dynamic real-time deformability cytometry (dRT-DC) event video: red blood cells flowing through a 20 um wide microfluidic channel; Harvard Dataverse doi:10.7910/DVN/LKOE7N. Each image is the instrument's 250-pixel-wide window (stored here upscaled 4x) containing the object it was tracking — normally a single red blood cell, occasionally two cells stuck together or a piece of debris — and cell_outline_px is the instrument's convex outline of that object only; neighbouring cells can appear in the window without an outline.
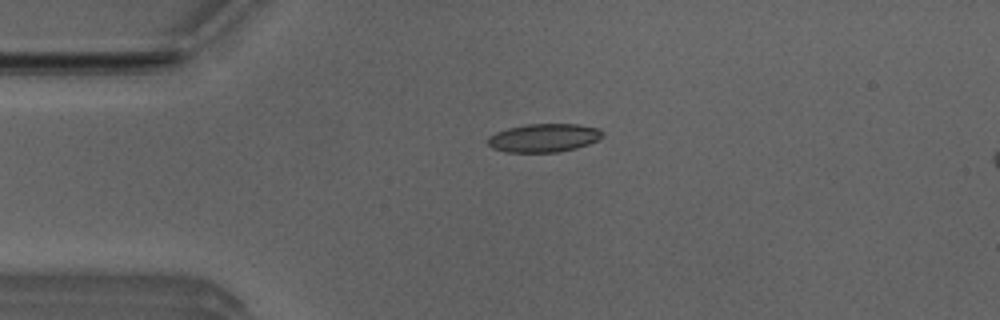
{"species": "Egyptian fruit bat (a non-hibernating species)", "species_latin": "Rousettus aegyptiacus", "temperature_condition": "room temperature", "stored_images_in_passage": 4, "camera_frame_rate_fps": 3000, "um_per_image_px": 0.085, "animal": {"sex": "male"}, "frame": {"image": 1, "passage_image": 3, "time_ms": 0.667, "image_size_px": [1000, 320], "cell_outline_px": [[604, 136], [588, 144], [576, 148], [560, 152], [504, 152], [492, 148], [488, 144], [488, 136], [496, 132], [508, 128], [528, 124], [576, 124], [600, 128], [604, 132]], "centroid_in_image_um": [46.24, 11.72], "position_along_channel_um": 38.8, "area_um2": 19.07}}